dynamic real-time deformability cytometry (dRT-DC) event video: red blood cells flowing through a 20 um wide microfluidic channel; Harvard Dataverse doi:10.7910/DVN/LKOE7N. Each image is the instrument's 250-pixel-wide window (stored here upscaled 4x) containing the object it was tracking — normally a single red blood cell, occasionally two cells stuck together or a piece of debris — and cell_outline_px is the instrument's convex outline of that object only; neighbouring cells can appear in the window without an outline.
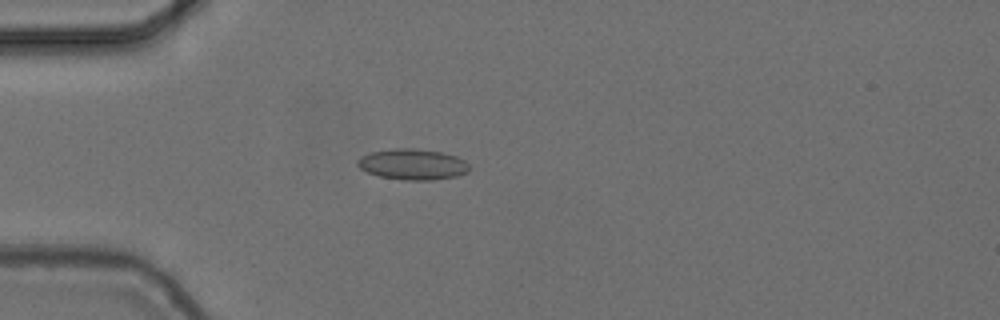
{"species": "common noctule bat (a hibernating species)", "species_latin": "Nyctalus noctula", "temperature_condition": "cold", "stored_images_in_passage": 55, "camera_frame_rate_fps": 3000, "um_per_image_px": 0.085, "animal": {"sex": "female", "body_mass_g": 24.6, "forearm_length_mm": 56.2}, "frame": {"image": 1, "passage_image": 15, "time_ms": 4.667, "image_size_px": [1000, 320], "cell_outline_px": [[468, 172], [456, 176], [432, 180], [404, 180], [380, 176], [368, 172], [360, 168], [356, 164], [356, 160], [372, 152], [392, 148], [416, 148], [440, 152], [456, 156], [464, 160], [468, 164]], "centroid_in_image_um": [35.07, 13.96], "position_along_channel_um": 49.9, "area_um2": 19.94}}
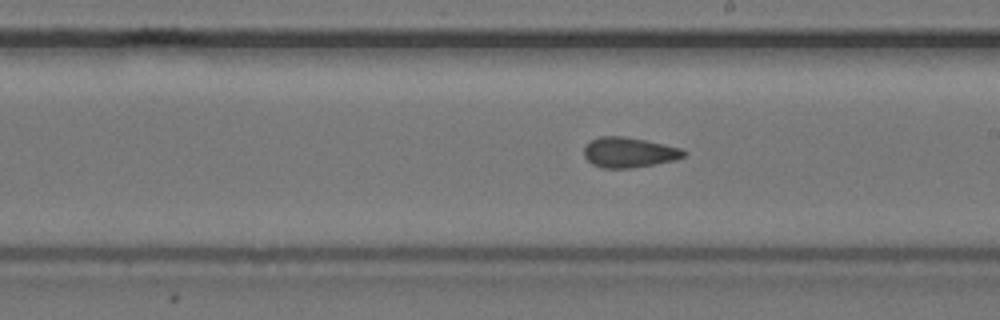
{"frame": {"image": 2, "passage_image": 31, "time_ms": 10.0, "image_size_px": [1000, 320], "cell_outline_px": [[688, 152], [684, 156], [676, 160], [632, 168], [600, 168], [592, 164], [584, 156], [584, 148], [588, 140], [600, 136], [624, 136], [644, 140], [680, 148]], "centroid_in_image_um": [53.43, 12.95], "position_along_channel_um": 235.6, "area_um2": 17.63}}
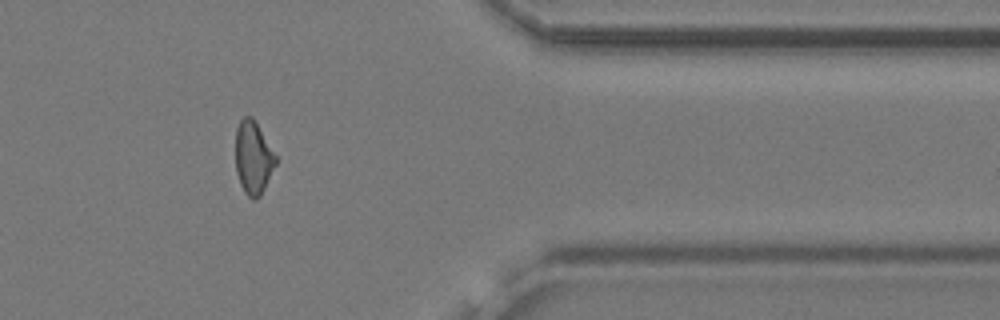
{"frame": {"image": 3, "passage_image": 45, "time_ms": 14.667, "image_size_px": [1000, 320], "cell_outline_px": [[276, 164], [260, 196], [256, 200], [252, 200], [244, 192], [240, 184], [236, 172], [236, 128], [240, 120], [244, 116], [252, 116], [276, 156]], "centroid_in_image_um": [21.51, 13.42], "position_along_channel_um": 389.9, "area_um2": 16.94}, "authors_computed_cell_mechanics": {"area_um2": 17.918, "velocity_mm_per_s": 3.736, "shape_relaxation_time_tau1_ms": 11.0891, "shape_relaxation_time_tau2_ms": 3.3946, "deformation_change_tau1": 0.1412, "deformation_change_tau2": 0.0945}}